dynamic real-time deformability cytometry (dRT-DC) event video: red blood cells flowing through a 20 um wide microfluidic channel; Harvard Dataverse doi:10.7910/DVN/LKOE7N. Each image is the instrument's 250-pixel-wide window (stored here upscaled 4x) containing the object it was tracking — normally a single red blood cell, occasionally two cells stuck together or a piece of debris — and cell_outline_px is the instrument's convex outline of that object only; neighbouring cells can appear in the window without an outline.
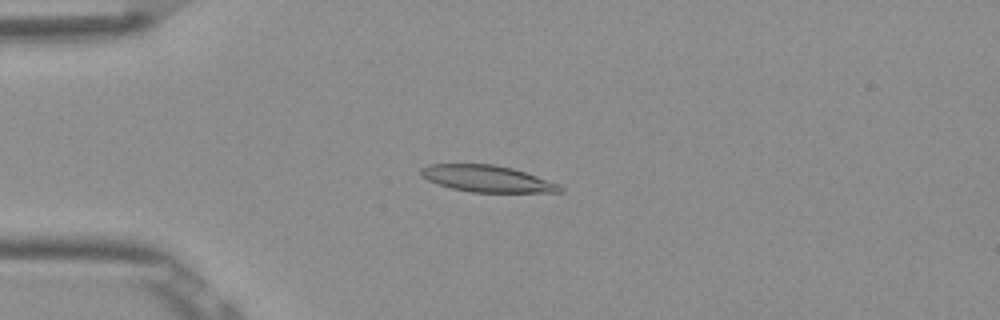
{"species": "Egyptian fruit bat (a non-hibernating species)", "species_latin": "Rousettus aegyptiacus", "temperature_condition": "room temperature", "stored_images_in_passage": 6, "camera_frame_rate_fps": 3000, "um_per_image_px": 0.085, "frame": {"image": 1, "passage_image": 4, "time_ms": 1.0, "image_size_px": [1000, 320], "cell_outline_px": [[564, 188], [560, 192], [472, 192], [452, 188], [428, 180], [420, 176], [420, 168], [428, 164], [492, 164], [512, 168], [560, 184]], "centroid_in_image_um": [41.38, 15.18], "position_along_channel_um": 43.6, "area_um2": 21.39}}
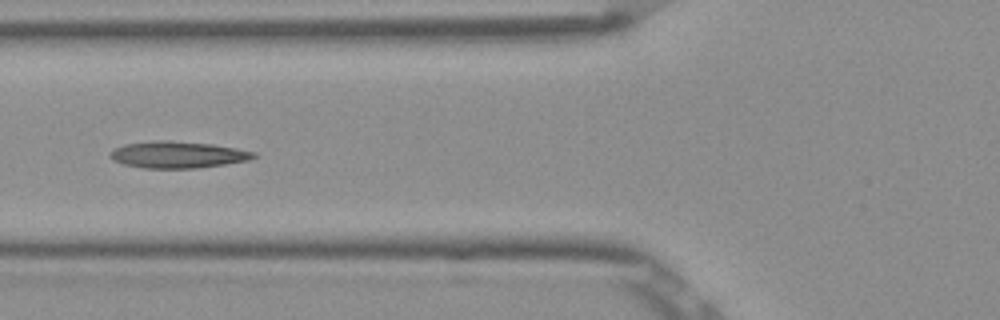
{"frame": {"image": 2, "passage_image": 6, "time_ms": 1.667, "image_size_px": [1000, 320], "cell_outline_px": [[256, 156], [248, 160], [224, 164], [196, 168], [144, 168], [124, 164], [112, 160], [108, 156], [112, 148], [124, 144], [152, 140], [172, 140], [212, 144], [236, 148], [256, 152]], "centroid_in_image_um": [15.05, 13.13], "position_along_channel_um": 110.8, "area_um2": 22.48}}